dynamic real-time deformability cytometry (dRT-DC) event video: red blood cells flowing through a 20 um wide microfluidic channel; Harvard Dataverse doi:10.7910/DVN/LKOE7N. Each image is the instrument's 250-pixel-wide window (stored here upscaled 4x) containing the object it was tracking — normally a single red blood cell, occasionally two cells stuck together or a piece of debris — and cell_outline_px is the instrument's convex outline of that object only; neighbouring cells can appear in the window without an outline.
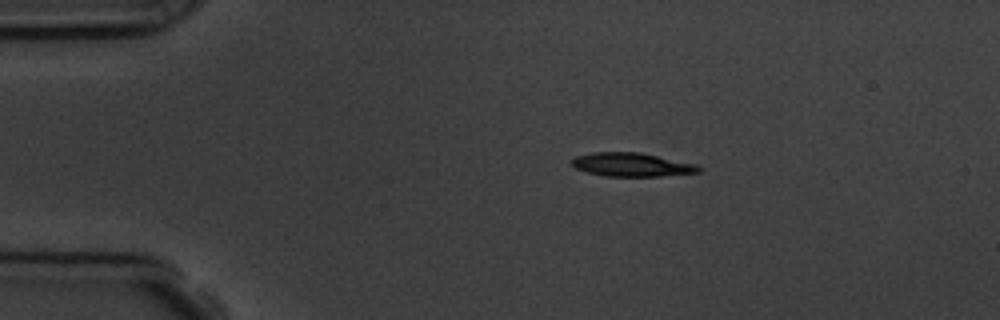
{"species": "common noctule bat (a hibernating species)", "species_latin": "Nyctalus noctula", "temperature_condition": "room temperature", "stored_images_in_passage": 8, "camera_frame_rate_fps": 3000, "um_per_image_px": 0.085, "animal": {"sex": "male", "body_mass_g": 19.5, "forearm_length_mm": 54.6}, "frame": {"image": 1, "passage_image": 3, "time_ms": 2.333, "image_size_px": [1000, 320], "cell_outline_px": [[700, 172], [660, 176], [604, 176], [588, 172], [576, 168], [572, 164], [572, 160], [576, 156], [592, 152], [640, 152], [696, 164], [700, 168]], "centroid_in_image_um": [53.69, 13.99], "position_along_channel_um": 31.3, "area_um2": 17.34}}
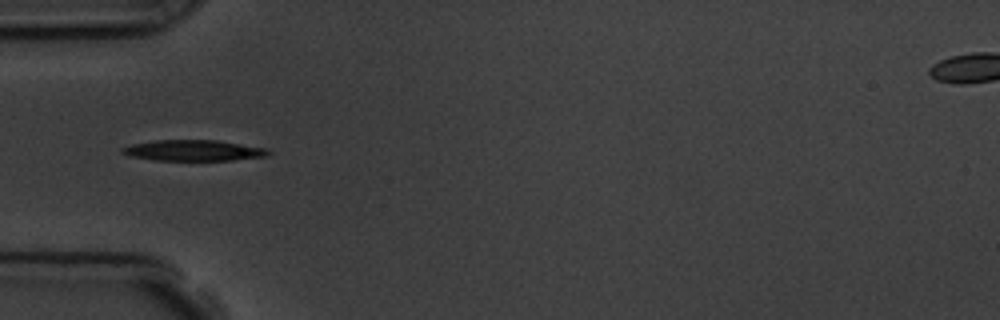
{"frame": {"image": 2, "passage_image": 5, "time_ms": 4.667, "image_size_px": [1000, 320], "cell_outline_px": [[272, 152], [268, 156], [232, 160], [152, 160], [132, 156], [120, 152], [120, 148], [132, 144], [156, 140], [216, 140], [264, 148]], "centroid_in_image_um": [16.43, 12.79], "position_along_channel_um": 68.6, "area_um2": 17.63}}